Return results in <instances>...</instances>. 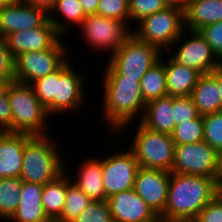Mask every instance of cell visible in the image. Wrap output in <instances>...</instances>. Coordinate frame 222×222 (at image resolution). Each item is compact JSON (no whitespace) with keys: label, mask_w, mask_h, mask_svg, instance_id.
I'll return each instance as SVG.
<instances>
[{"label":"cell","mask_w":222,"mask_h":222,"mask_svg":"<svg viewBox=\"0 0 222 222\" xmlns=\"http://www.w3.org/2000/svg\"><path fill=\"white\" fill-rule=\"evenodd\" d=\"M91 201L87 195L72 183L68 175V191L64 208L61 215L54 222H73Z\"/></svg>","instance_id":"f1b7e54d"},{"label":"cell","mask_w":222,"mask_h":222,"mask_svg":"<svg viewBox=\"0 0 222 222\" xmlns=\"http://www.w3.org/2000/svg\"><path fill=\"white\" fill-rule=\"evenodd\" d=\"M29 134L0 133V178H20L23 167V152Z\"/></svg>","instance_id":"ac0fdd59"},{"label":"cell","mask_w":222,"mask_h":222,"mask_svg":"<svg viewBox=\"0 0 222 222\" xmlns=\"http://www.w3.org/2000/svg\"><path fill=\"white\" fill-rule=\"evenodd\" d=\"M204 141L222 156V111L202 116Z\"/></svg>","instance_id":"4dcf8cb0"},{"label":"cell","mask_w":222,"mask_h":222,"mask_svg":"<svg viewBox=\"0 0 222 222\" xmlns=\"http://www.w3.org/2000/svg\"><path fill=\"white\" fill-rule=\"evenodd\" d=\"M133 27V34L138 39L159 48L162 52L167 49V53L185 30L184 11L167 7L145 17Z\"/></svg>","instance_id":"8992f818"},{"label":"cell","mask_w":222,"mask_h":222,"mask_svg":"<svg viewBox=\"0 0 222 222\" xmlns=\"http://www.w3.org/2000/svg\"><path fill=\"white\" fill-rule=\"evenodd\" d=\"M221 158L205 141L175 145L172 172L219 179Z\"/></svg>","instance_id":"9c48e42d"},{"label":"cell","mask_w":222,"mask_h":222,"mask_svg":"<svg viewBox=\"0 0 222 222\" xmlns=\"http://www.w3.org/2000/svg\"><path fill=\"white\" fill-rule=\"evenodd\" d=\"M88 157L77 164V174L74 178L69 174L71 181L92 201H107L102 176L101 157Z\"/></svg>","instance_id":"d6986e66"},{"label":"cell","mask_w":222,"mask_h":222,"mask_svg":"<svg viewBox=\"0 0 222 222\" xmlns=\"http://www.w3.org/2000/svg\"><path fill=\"white\" fill-rule=\"evenodd\" d=\"M86 16L97 14L100 0H78Z\"/></svg>","instance_id":"b9f144b4"},{"label":"cell","mask_w":222,"mask_h":222,"mask_svg":"<svg viewBox=\"0 0 222 222\" xmlns=\"http://www.w3.org/2000/svg\"><path fill=\"white\" fill-rule=\"evenodd\" d=\"M62 37L56 27L48 20L35 29L18 31L8 35L5 40L14 58L24 52L43 51L53 47Z\"/></svg>","instance_id":"2e32d148"},{"label":"cell","mask_w":222,"mask_h":222,"mask_svg":"<svg viewBox=\"0 0 222 222\" xmlns=\"http://www.w3.org/2000/svg\"><path fill=\"white\" fill-rule=\"evenodd\" d=\"M68 58L59 67V81H57V97L46 107L48 114L52 117L54 114H67L69 112L77 113L85 104V81H87L81 72L77 71L74 63H70ZM74 67H73V66ZM77 71V72H76Z\"/></svg>","instance_id":"7c38bea8"},{"label":"cell","mask_w":222,"mask_h":222,"mask_svg":"<svg viewBox=\"0 0 222 222\" xmlns=\"http://www.w3.org/2000/svg\"><path fill=\"white\" fill-rule=\"evenodd\" d=\"M217 81V85L220 91V97L222 100V64L217 66L211 73H210Z\"/></svg>","instance_id":"ee69618b"},{"label":"cell","mask_w":222,"mask_h":222,"mask_svg":"<svg viewBox=\"0 0 222 222\" xmlns=\"http://www.w3.org/2000/svg\"><path fill=\"white\" fill-rule=\"evenodd\" d=\"M175 45L176 48H174ZM173 48L175 51H173ZM168 55L178 64L192 68L201 75L210 74L221 64V61L199 31L185 29L179 39L168 50Z\"/></svg>","instance_id":"8fae6325"},{"label":"cell","mask_w":222,"mask_h":222,"mask_svg":"<svg viewBox=\"0 0 222 222\" xmlns=\"http://www.w3.org/2000/svg\"><path fill=\"white\" fill-rule=\"evenodd\" d=\"M172 109L174 110L175 125L196 119L199 116L191 96L173 97Z\"/></svg>","instance_id":"d590c367"},{"label":"cell","mask_w":222,"mask_h":222,"mask_svg":"<svg viewBox=\"0 0 222 222\" xmlns=\"http://www.w3.org/2000/svg\"><path fill=\"white\" fill-rule=\"evenodd\" d=\"M49 20V14L22 0L11 2L0 13V36L8 35L27 29L43 26Z\"/></svg>","instance_id":"9a60e30c"},{"label":"cell","mask_w":222,"mask_h":222,"mask_svg":"<svg viewBox=\"0 0 222 222\" xmlns=\"http://www.w3.org/2000/svg\"><path fill=\"white\" fill-rule=\"evenodd\" d=\"M73 222H113L107 201H91Z\"/></svg>","instance_id":"e575fe53"},{"label":"cell","mask_w":222,"mask_h":222,"mask_svg":"<svg viewBox=\"0 0 222 222\" xmlns=\"http://www.w3.org/2000/svg\"><path fill=\"white\" fill-rule=\"evenodd\" d=\"M217 196L222 200V183L218 184Z\"/></svg>","instance_id":"7dc6e473"},{"label":"cell","mask_w":222,"mask_h":222,"mask_svg":"<svg viewBox=\"0 0 222 222\" xmlns=\"http://www.w3.org/2000/svg\"><path fill=\"white\" fill-rule=\"evenodd\" d=\"M219 183H222V158H221V174L219 177Z\"/></svg>","instance_id":"681fc988"},{"label":"cell","mask_w":222,"mask_h":222,"mask_svg":"<svg viewBox=\"0 0 222 222\" xmlns=\"http://www.w3.org/2000/svg\"><path fill=\"white\" fill-rule=\"evenodd\" d=\"M65 164V172L57 179L46 183L42 191V206L48 218L54 222L62 213L68 191V173L70 170Z\"/></svg>","instance_id":"484cf974"},{"label":"cell","mask_w":222,"mask_h":222,"mask_svg":"<svg viewBox=\"0 0 222 222\" xmlns=\"http://www.w3.org/2000/svg\"><path fill=\"white\" fill-rule=\"evenodd\" d=\"M86 17L78 0H56L49 12V21L63 37L75 33L72 28L77 29Z\"/></svg>","instance_id":"cb8c5ba5"},{"label":"cell","mask_w":222,"mask_h":222,"mask_svg":"<svg viewBox=\"0 0 222 222\" xmlns=\"http://www.w3.org/2000/svg\"><path fill=\"white\" fill-rule=\"evenodd\" d=\"M185 29L199 31L206 25L222 22V0H191L184 12Z\"/></svg>","instance_id":"603a6c76"},{"label":"cell","mask_w":222,"mask_h":222,"mask_svg":"<svg viewBox=\"0 0 222 222\" xmlns=\"http://www.w3.org/2000/svg\"><path fill=\"white\" fill-rule=\"evenodd\" d=\"M172 103L173 97L168 95L147 102L139 122L150 130L172 135L176 126Z\"/></svg>","instance_id":"44dd1931"},{"label":"cell","mask_w":222,"mask_h":222,"mask_svg":"<svg viewBox=\"0 0 222 222\" xmlns=\"http://www.w3.org/2000/svg\"><path fill=\"white\" fill-rule=\"evenodd\" d=\"M156 62L141 78L140 89L144 101L167 96L166 74H165V56Z\"/></svg>","instance_id":"4316f807"},{"label":"cell","mask_w":222,"mask_h":222,"mask_svg":"<svg viewBox=\"0 0 222 222\" xmlns=\"http://www.w3.org/2000/svg\"><path fill=\"white\" fill-rule=\"evenodd\" d=\"M107 202L113 222H145L156 215L134 188L110 196Z\"/></svg>","instance_id":"e0dca14e"},{"label":"cell","mask_w":222,"mask_h":222,"mask_svg":"<svg viewBox=\"0 0 222 222\" xmlns=\"http://www.w3.org/2000/svg\"><path fill=\"white\" fill-rule=\"evenodd\" d=\"M12 133V113L6 88L0 93V133Z\"/></svg>","instance_id":"ab89813d"},{"label":"cell","mask_w":222,"mask_h":222,"mask_svg":"<svg viewBox=\"0 0 222 222\" xmlns=\"http://www.w3.org/2000/svg\"><path fill=\"white\" fill-rule=\"evenodd\" d=\"M51 135H32L25 142L20 176L22 181L45 185L65 172L62 148L57 146L58 141H54Z\"/></svg>","instance_id":"3957f363"},{"label":"cell","mask_w":222,"mask_h":222,"mask_svg":"<svg viewBox=\"0 0 222 222\" xmlns=\"http://www.w3.org/2000/svg\"><path fill=\"white\" fill-rule=\"evenodd\" d=\"M219 179L171 172L168 198L161 215L173 222H194L217 196Z\"/></svg>","instance_id":"7a4b0ae2"},{"label":"cell","mask_w":222,"mask_h":222,"mask_svg":"<svg viewBox=\"0 0 222 222\" xmlns=\"http://www.w3.org/2000/svg\"><path fill=\"white\" fill-rule=\"evenodd\" d=\"M0 75L7 81H14L15 58L8 48L5 38L0 36Z\"/></svg>","instance_id":"74e56055"},{"label":"cell","mask_w":222,"mask_h":222,"mask_svg":"<svg viewBox=\"0 0 222 222\" xmlns=\"http://www.w3.org/2000/svg\"><path fill=\"white\" fill-rule=\"evenodd\" d=\"M7 94L12 113V133L49 134L47 120L50 121L48 118L51 116L36 97L31 84L9 81Z\"/></svg>","instance_id":"277c9868"},{"label":"cell","mask_w":222,"mask_h":222,"mask_svg":"<svg viewBox=\"0 0 222 222\" xmlns=\"http://www.w3.org/2000/svg\"><path fill=\"white\" fill-rule=\"evenodd\" d=\"M194 222H222V200L216 196L208 202Z\"/></svg>","instance_id":"f35d334b"},{"label":"cell","mask_w":222,"mask_h":222,"mask_svg":"<svg viewBox=\"0 0 222 222\" xmlns=\"http://www.w3.org/2000/svg\"><path fill=\"white\" fill-rule=\"evenodd\" d=\"M145 222H173L166 218L164 215H155L152 219Z\"/></svg>","instance_id":"f6af8a7d"},{"label":"cell","mask_w":222,"mask_h":222,"mask_svg":"<svg viewBox=\"0 0 222 222\" xmlns=\"http://www.w3.org/2000/svg\"><path fill=\"white\" fill-rule=\"evenodd\" d=\"M23 2L30 4L31 6L37 7L46 11L48 14L54 7L56 0H22Z\"/></svg>","instance_id":"60d3db41"},{"label":"cell","mask_w":222,"mask_h":222,"mask_svg":"<svg viewBox=\"0 0 222 222\" xmlns=\"http://www.w3.org/2000/svg\"><path fill=\"white\" fill-rule=\"evenodd\" d=\"M167 58V62H166ZM165 58L167 95L171 97L191 96L201 74L175 62L170 56Z\"/></svg>","instance_id":"7402d4cb"},{"label":"cell","mask_w":222,"mask_h":222,"mask_svg":"<svg viewBox=\"0 0 222 222\" xmlns=\"http://www.w3.org/2000/svg\"><path fill=\"white\" fill-rule=\"evenodd\" d=\"M60 39L53 47L43 51L24 52L15 58L14 81L31 84L56 71L67 59L69 47Z\"/></svg>","instance_id":"30bf717a"},{"label":"cell","mask_w":222,"mask_h":222,"mask_svg":"<svg viewBox=\"0 0 222 222\" xmlns=\"http://www.w3.org/2000/svg\"><path fill=\"white\" fill-rule=\"evenodd\" d=\"M6 88V84H0V93Z\"/></svg>","instance_id":"f907efd6"},{"label":"cell","mask_w":222,"mask_h":222,"mask_svg":"<svg viewBox=\"0 0 222 222\" xmlns=\"http://www.w3.org/2000/svg\"><path fill=\"white\" fill-rule=\"evenodd\" d=\"M0 84H7V81L0 75Z\"/></svg>","instance_id":"c3c4849f"},{"label":"cell","mask_w":222,"mask_h":222,"mask_svg":"<svg viewBox=\"0 0 222 222\" xmlns=\"http://www.w3.org/2000/svg\"><path fill=\"white\" fill-rule=\"evenodd\" d=\"M129 148L141 168L172 172L175 143L172 135L156 132L144 127L139 121Z\"/></svg>","instance_id":"5b68a950"},{"label":"cell","mask_w":222,"mask_h":222,"mask_svg":"<svg viewBox=\"0 0 222 222\" xmlns=\"http://www.w3.org/2000/svg\"><path fill=\"white\" fill-rule=\"evenodd\" d=\"M97 14L129 25V0H100Z\"/></svg>","instance_id":"836d02e7"},{"label":"cell","mask_w":222,"mask_h":222,"mask_svg":"<svg viewBox=\"0 0 222 222\" xmlns=\"http://www.w3.org/2000/svg\"><path fill=\"white\" fill-rule=\"evenodd\" d=\"M123 149V150H122ZM101 158L103 186L106 197L134 188L139 164L133 151L121 148Z\"/></svg>","instance_id":"4fadbf2b"},{"label":"cell","mask_w":222,"mask_h":222,"mask_svg":"<svg viewBox=\"0 0 222 222\" xmlns=\"http://www.w3.org/2000/svg\"><path fill=\"white\" fill-rule=\"evenodd\" d=\"M191 0H165L168 7H175L185 12Z\"/></svg>","instance_id":"7bdbcfd3"},{"label":"cell","mask_w":222,"mask_h":222,"mask_svg":"<svg viewBox=\"0 0 222 222\" xmlns=\"http://www.w3.org/2000/svg\"><path fill=\"white\" fill-rule=\"evenodd\" d=\"M77 28L87 47L95 52H109V57L133 34L126 22L98 14L88 15Z\"/></svg>","instance_id":"52a82bcc"},{"label":"cell","mask_w":222,"mask_h":222,"mask_svg":"<svg viewBox=\"0 0 222 222\" xmlns=\"http://www.w3.org/2000/svg\"><path fill=\"white\" fill-rule=\"evenodd\" d=\"M43 186L22 181L19 205L8 222H52L42 206Z\"/></svg>","instance_id":"ffe728a7"},{"label":"cell","mask_w":222,"mask_h":222,"mask_svg":"<svg viewBox=\"0 0 222 222\" xmlns=\"http://www.w3.org/2000/svg\"><path fill=\"white\" fill-rule=\"evenodd\" d=\"M101 75L102 87V108L101 120L103 119L104 125L108 127V131L112 134V138H109L112 143H115L114 135H118L115 139L118 141L123 134H126L125 130L132 126L135 127L134 121H140L146 106L141 89L140 81L137 79L124 78L120 75L108 62H106L105 68ZM134 126L132 125V123ZM123 132V133H122ZM113 133H116L113 135ZM122 134V135H121Z\"/></svg>","instance_id":"6da1fadb"},{"label":"cell","mask_w":222,"mask_h":222,"mask_svg":"<svg viewBox=\"0 0 222 222\" xmlns=\"http://www.w3.org/2000/svg\"><path fill=\"white\" fill-rule=\"evenodd\" d=\"M163 52L132 34L107 62L124 78L137 79L161 59Z\"/></svg>","instance_id":"ba28073f"},{"label":"cell","mask_w":222,"mask_h":222,"mask_svg":"<svg viewBox=\"0 0 222 222\" xmlns=\"http://www.w3.org/2000/svg\"><path fill=\"white\" fill-rule=\"evenodd\" d=\"M57 81L59 68L31 83L36 97L45 108L57 97Z\"/></svg>","instance_id":"1f68e13d"},{"label":"cell","mask_w":222,"mask_h":222,"mask_svg":"<svg viewBox=\"0 0 222 222\" xmlns=\"http://www.w3.org/2000/svg\"><path fill=\"white\" fill-rule=\"evenodd\" d=\"M21 190L20 178H0V221L7 222L13 215L19 205Z\"/></svg>","instance_id":"83f0119b"},{"label":"cell","mask_w":222,"mask_h":222,"mask_svg":"<svg viewBox=\"0 0 222 222\" xmlns=\"http://www.w3.org/2000/svg\"><path fill=\"white\" fill-rule=\"evenodd\" d=\"M199 33L211 46L214 54L222 62V22H217L204 26Z\"/></svg>","instance_id":"8d00e7d4"},{"label":"cell","mask_w":222,"mask_h":222,"mask_svg":"<svg viewBox=\"0 0 222 222\" xmlns=\"http://www.w3.org/2000/svg\"><path fill=\"white\" fill-rule=\"evenodd\" d=\"M175 145L193 144L204 141V126L202 116L182 122L175 126L172 134Z\"/></svg>","instance_id":"f546056e"},{"label":"cell","mask_w":222,"mask_h":222,"mask_svg":"<svg viewBox=\"0 0 222 222\" xmlns=\"http://www.w3.org/2000/svg\"><path fill=\"white\" fill-rule=\"evenodd\" d=\"M9 0H0V13L10 4Z\"/></svg>","instance_id":"bcb514c9"},{"label":"cell","mask_w":222,"mask_h":222,"mask_svg":"<svg viewBox=\"0 0 222 222\" xmlns=\"http://www.w3.org/2000/svg\"><path fill=\"white\" fill-rule=\"evenodd\" d=\"M171 172L139 168L136 174L134 190L156 215L164 212Z\"/></svg>","instance_id":"5bb4252c"},{"label":"cell","mask_w":222,"mask_h":222,"mask_svg":"<svg viewBox=\"0 0 222 222\" xmlns=\"http://www.w3.org/2000/svg\"><path fill=\"white\" fill-rule=\"evenodd\" d=\"M165 0H129V26L139 23L145 17L166 9Z\"/></svg>","instance_id":"d6a6232c"},{"label":"cell","mask_w":222,"mask_h":222,"mask_svg":"<svg viewBox=\"0 0 222 222\" xmlns=\"http://www.w3.org/2000/svg\"><path fill=\"white\" fill-rule=\"evenodd\" d=\"M191 97L200 116L222 111V100L216 79L211 74L201 75Z\"/></svg>","instance_id":"d4e9b609"}]
</instances>
